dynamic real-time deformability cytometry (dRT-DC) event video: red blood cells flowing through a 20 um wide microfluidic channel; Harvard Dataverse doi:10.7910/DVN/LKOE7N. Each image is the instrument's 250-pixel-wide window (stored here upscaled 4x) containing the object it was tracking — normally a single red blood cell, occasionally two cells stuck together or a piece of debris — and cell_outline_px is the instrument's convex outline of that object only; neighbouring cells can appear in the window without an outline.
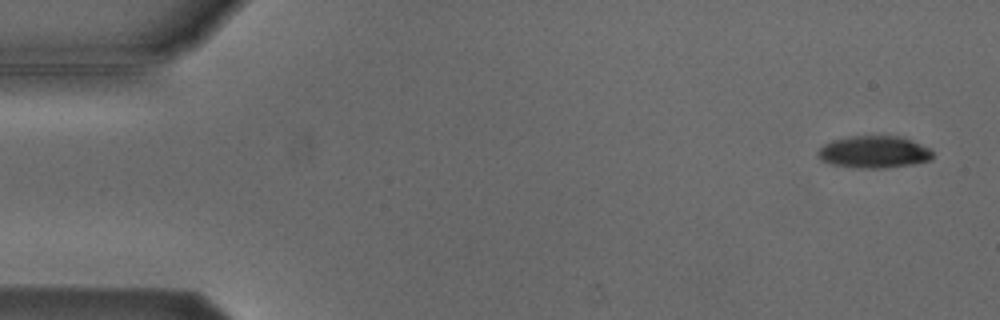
{"species": "Egyptian fruit bat (a non-hibernating species)", "species_latin": "Rousettus aegyptiacus", "temperature_condition": "cold", "stored_images_in_passage": 3, "camera_frame_rate_fps": 3000, "um_per_image_px": 0.085, "animal": {"sex": "male"}, "frame": {"image": 1, "passage_image": 1, "time_ms": 0.0, "image_size_px": [1000, 320], "cell_outline_px": [[932, 160], [912, 164], [884, 168], [856, 168], [832, 164], [820, 160], [816, 156], [816, 152], [824, 144], [836, 140], [852, 136], [896, 136], [908, 140], [928, 148], [932, 152]], "centroid_in_image_um": [74.24, 12.94], "position_along_channel_um": 10.8, "area_um2": 21.21}}